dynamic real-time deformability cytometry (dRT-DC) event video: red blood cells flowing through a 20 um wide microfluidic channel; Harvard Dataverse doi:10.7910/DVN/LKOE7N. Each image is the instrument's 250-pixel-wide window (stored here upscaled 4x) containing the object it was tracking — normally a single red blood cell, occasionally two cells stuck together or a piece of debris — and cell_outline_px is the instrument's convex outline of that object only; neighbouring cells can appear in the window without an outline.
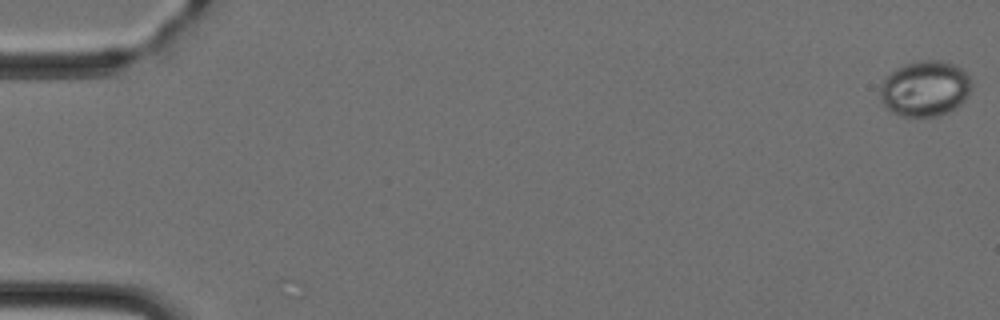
{"species": "Egyptian fruit bat (a non-hibernating species)", "species_latin": "Rousettus aegyptiacus", "temperature_condition": "cold", "stored_images_in_passage": 12, "camera_frame_rate_fps": 3000, "um_per_image_px": 0.085, "animal": {"sex": "female"}, "frame": {"image": 1, "passage_image": 1, "time_ms": 0.0, "image_size_px": [1000, 320], "cell_outline_px": [[972, 88], [968, 96], [956, 108], [940, 116], [900, 116], [884, 108], [880, 100], [880, 84], [884, 76], [896, 68], [904, 64], [916, 60], [940, 60], [952, 64], [960, 68], [972, 80]], "centroid_in_image_um": [78.59, 7.53], "position_along_channel_um": 6.4, "area_um2": 30.17}}